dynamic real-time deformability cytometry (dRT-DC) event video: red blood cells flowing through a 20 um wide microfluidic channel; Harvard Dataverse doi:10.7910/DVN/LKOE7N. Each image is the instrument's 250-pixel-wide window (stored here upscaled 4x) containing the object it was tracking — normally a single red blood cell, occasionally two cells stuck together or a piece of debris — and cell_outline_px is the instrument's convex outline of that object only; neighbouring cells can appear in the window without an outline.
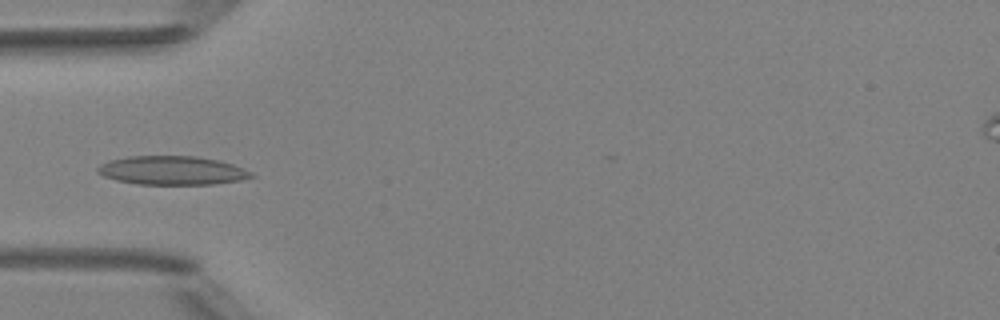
{"species": "Egyptian fruit bat (a non-hibernating species)", "species_latin": "Rousettus aegyptiacus", "temperature_condition": "room temperature", "stored_images_in_passage": 4, "camera_frame_rate_fps": 3000, "um_per_image_px": 0.085, "animal": {"sex": "female"}, "frame": {"image": 1, "passage_image": 4, "time_ms": 4.0, "image_size_px": [1000, 320], "cell_outline_px": [[256, 176], [240, 180], [212, 184], [136, 184], [116, 180], [104, 176], [96, 172], [96, 168], [100, 164], [108, 160], [128, 156], [196, 156], [216, 160], [232, 164], [244, 168], [252, 172]], "centroid_in_image_um": [14.6, 14.48], "position_along_channel_um": 70.4, "area_um2": 25.78}}